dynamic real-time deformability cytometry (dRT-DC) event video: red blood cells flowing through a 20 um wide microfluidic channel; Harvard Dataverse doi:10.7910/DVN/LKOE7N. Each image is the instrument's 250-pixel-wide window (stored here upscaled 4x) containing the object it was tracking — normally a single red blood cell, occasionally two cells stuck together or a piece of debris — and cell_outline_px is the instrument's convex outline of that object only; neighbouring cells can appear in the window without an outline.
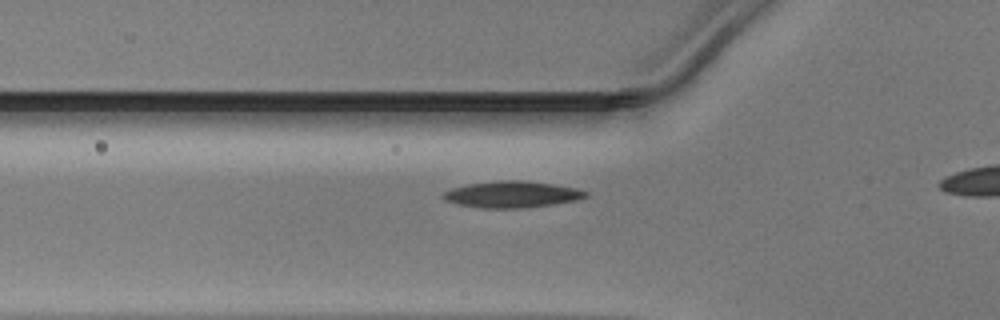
{"species": "Egyptian fruit bat (a non-hibernating species)", "species_latin": "Rousettus aegyptiacus", "temperature_condition": "warm", "stored_images_in_passage": 35, "camera_frame_rate_fps": 3000, "um_per_image_px": 0.085, "animal": {"sex": "male"}, "frame": {"image": 1, "passage_image": 11, "time_ms": 3.333, "image_size_px": [1000, 320], "cell_outline_px": [[588, 196], [576, 200], [552, 204], [520, 208], [480, 208], [456, 204], [444, 200], [440, 196], [444, 192], [452, 188], [468, 184], [500, 180], [520, 180], [552, 184], [576, 188], [588, 192]], "centroid_in_image_um": [43.47, 16.52], "position_along_channel_um": 82.3, "area_um2": 21.91}}
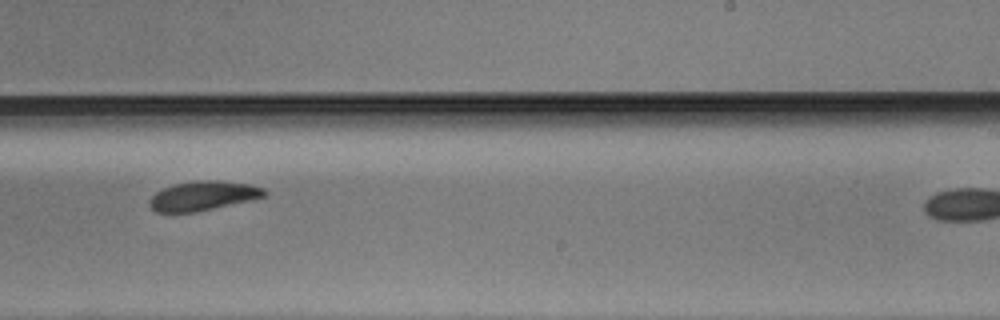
{"frame": {"image": 2, "passage_image": 25, "time_ms": 8.0, "image_size_px": [1000, 320], "cell_outline_px": [[268, 196], [196, 212], [156, 212], [148, 204], [148, 200], [156, 192], [164, 188], [176, 184], [196, 180], [216, 180], [248, 184], [264, 188], [268, 192]], "centroid_in_image_um": [17.27, 16.64], "position_along_channel_um": 271.7, "area_um2": 19.59}}
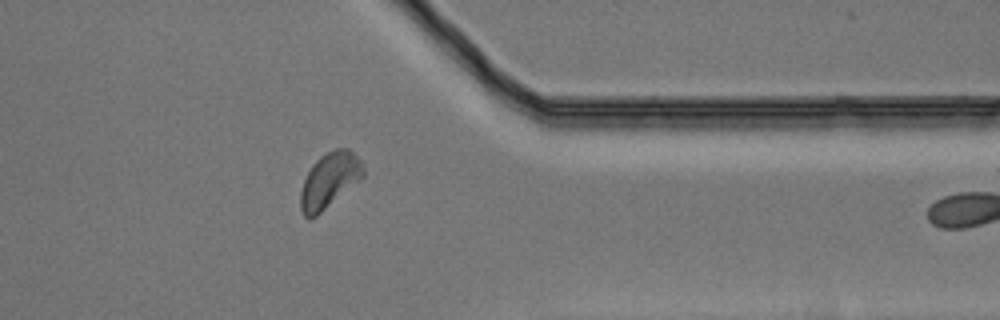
{"frame": {"image": 3, "passage_image": 34, "time_ms": 11.0, "image_size_px": [1000, 320], "cell_outline_px": [[364, 176], [360, 180], [316, 216], [308, 220], [304, 216], [300, 208], [300, 192], [304, 180], [312, 164], [320, 156], [336, 148], [348, 148], [360, 160], [364, 168]], "centroid_in_image_um": [27.99, 15.33], "position_along_channel_um": 383.4, "area_um2": 20.06}}